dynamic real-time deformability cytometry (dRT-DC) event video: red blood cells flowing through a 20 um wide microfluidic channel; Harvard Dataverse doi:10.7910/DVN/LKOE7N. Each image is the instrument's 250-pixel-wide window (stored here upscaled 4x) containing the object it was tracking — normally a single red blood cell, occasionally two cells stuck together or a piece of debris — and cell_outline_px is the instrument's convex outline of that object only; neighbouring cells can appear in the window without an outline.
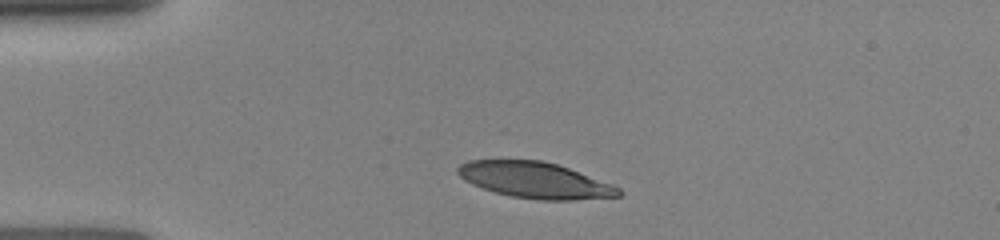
{"species": "human", "species_latin": "Homo sapiens", "temperature_condition": "room temperature", "stored_images_in_passage": 17, "camera_frame_rate_fps": 3000, "um_per_image_px": 0.085, "donor": {"sex": "female"}, "frame": {"image": 1, "passage_image": 1, "time_ms": 0.0, "image_size_px": [1000, 240], "cell_outline_px": [[620, 196], [572, 200], [540, 200], [512, 196], [496, 192], [472, 184], [464, 180], [456, 172], [456, 168], [460, 164], [468, 160], [544, 160], [568, 168], [612, 184], [620, 188]], "centroid_in_image_um": [45.45, 15.31], "position_along_channel_um": 39.6, "area_um2": 33.52}}
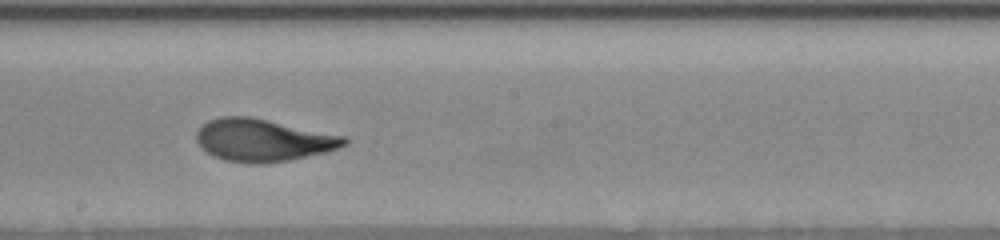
{"frame": {"image": 2, "passage_image": 10, "time_ms": 5.333, "image_size_px": [1000, 240], "cell_outline_px": [[348, 144], [340, 148], [324, 152], [288, 160], [260, 164], [252, 164], [224, 160], [212, 156], [200, 148], [196, 140], [196, 132], [200, 124], [208, 120], [220, 116], [252, 116], [348, 136]], "centroid_in_image_um": [22.34, 11.9], "position_along_channel_um": 225.9, "area_um2": 37.22}}
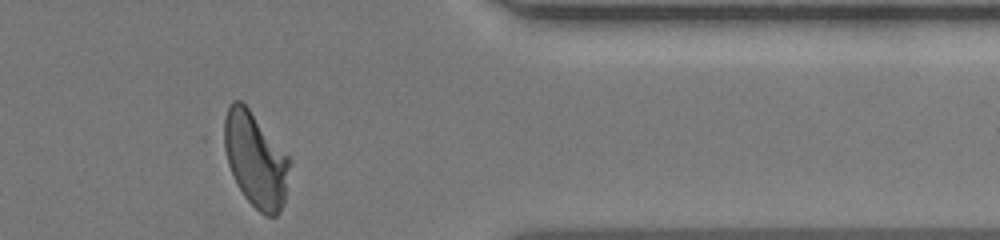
{"frame": {"image": 3, "passage_image": 17, "time_ms": 9.667, "image_size_px": [1000, 240], "cell_outline_px": [[292, 160], [284, 204], [280, 212], [276, 216], [264, 216], [244, 196], [236, 184], [216, 140], [216, 136], [228, 108], [232, 100], [240, 100], [248, 108]], "centroid_in_image_um": [21.62, 13.54], "position_along_channel_um": 389.8, "area_um2": 37.63}}